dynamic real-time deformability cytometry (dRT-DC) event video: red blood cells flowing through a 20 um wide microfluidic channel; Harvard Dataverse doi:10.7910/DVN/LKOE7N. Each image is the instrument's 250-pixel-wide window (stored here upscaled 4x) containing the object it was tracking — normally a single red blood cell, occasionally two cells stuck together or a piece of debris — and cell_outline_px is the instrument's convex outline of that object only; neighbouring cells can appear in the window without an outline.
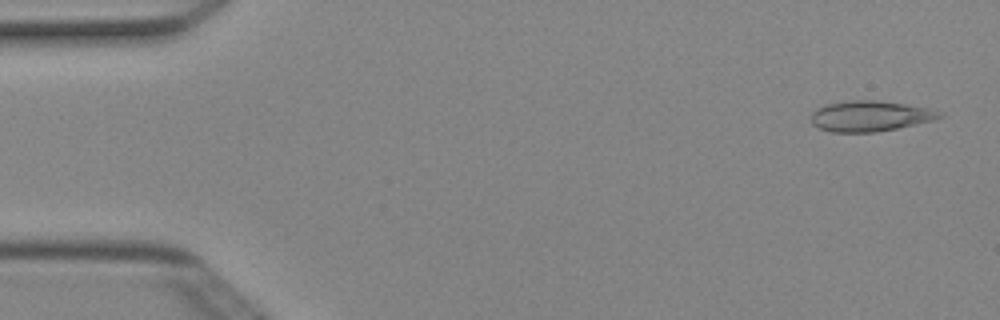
{"species": "Egyptian fruit bat (a non-hibernating species)", "species_latin": "Rousettus aegyptiacus", "temperature_condition": "cold", "stored_images_in_passage": 4, "camera_frame_rate_fps": 3000, "um_per_image_px": 0.085, "animal": {"sex": "female"}, "frame": {"image": 1, "passage_image": 1, "time_ms": 0.0, "image_size_px": [1000, 320], "cell_outline_px": [[944, 116], [936, 120], [876, 132], [832, 132], [820, 128], [812, 124], [812, 112], [816, 108], [824, 104], [852, 100], [876, 100], [904, 104], [928, 108], [944, 112]], "centroid_in_image_um": [73.98, 9.86], "position_along_channel_um": 11.0, "area_um2": 22.95}}
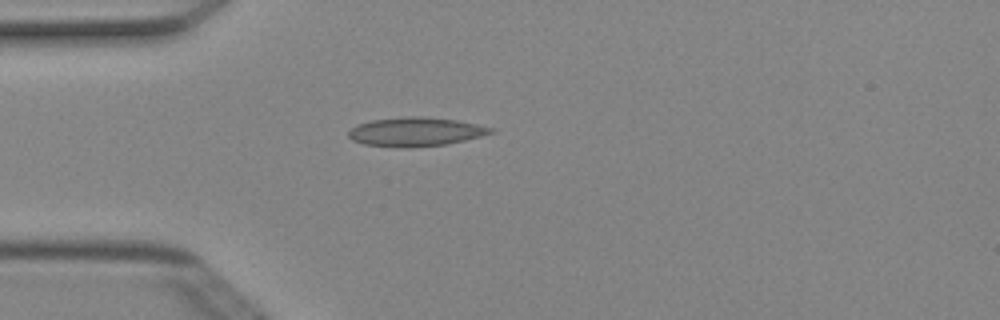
{"frame": {"image": 2, "passage_image": 4, "time_ms": 1.0, "image_size_px": [1000, 320], "cell_outline_px": [[496, 132], [464, 140], [444, 144], [400, 148], [364, 144], [352, 140], [348, 136], [348, 132], [356, 124], [372, 120], [404, 116], [424, 116], [456, 120], [496, 128]], "centroid_in_image_um": [35.32, 11.19], "position_along_channel_um": 49.7, "area_um2": 23.99}}